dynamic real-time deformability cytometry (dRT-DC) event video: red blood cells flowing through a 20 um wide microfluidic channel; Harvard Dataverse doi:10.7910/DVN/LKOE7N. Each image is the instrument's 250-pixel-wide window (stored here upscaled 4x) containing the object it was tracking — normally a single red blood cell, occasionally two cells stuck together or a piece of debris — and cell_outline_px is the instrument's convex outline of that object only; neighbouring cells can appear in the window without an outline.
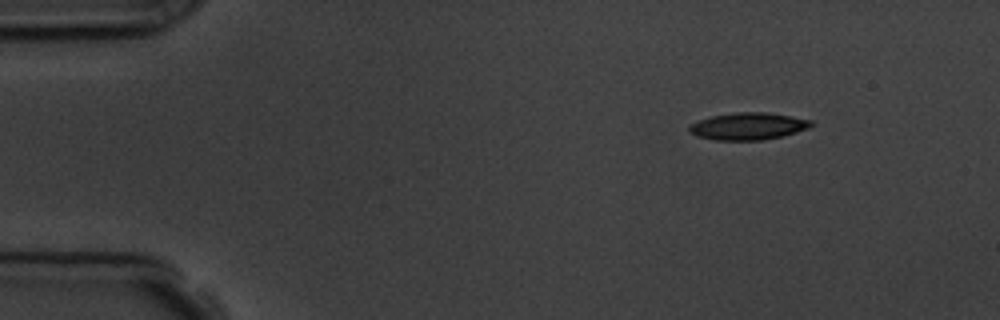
{"species": "common noctule bat (a hibernating species)", "species_latin": "Nyctalus noctula", "temperature_condition": "room temperature", "stored_images_in_passage": 6, "camera_frame_rate_fps": 3000, "um_per_image_px": 0.085, "animal": {"sex": "male", "body_mass_g": 19.5, "forearm_length_mm": 54.6}, "frame": {"image": 1, "passage_image": 6, "time_ms": 6.667, "image_size_px": [1000, 320], "cell_outline_px": [[816, 124], [808, 128], [796, 132], [764, 140], [716, 140], [696, 136], [688, 132], [688, 124], [712, 116], [736, 112], [764, 112], [792, 116], [812, 120]], "centroid_in_image_um": [63.58, 10.73], "position_along_channel_um": 21.4, "area_um2": 19.36}}